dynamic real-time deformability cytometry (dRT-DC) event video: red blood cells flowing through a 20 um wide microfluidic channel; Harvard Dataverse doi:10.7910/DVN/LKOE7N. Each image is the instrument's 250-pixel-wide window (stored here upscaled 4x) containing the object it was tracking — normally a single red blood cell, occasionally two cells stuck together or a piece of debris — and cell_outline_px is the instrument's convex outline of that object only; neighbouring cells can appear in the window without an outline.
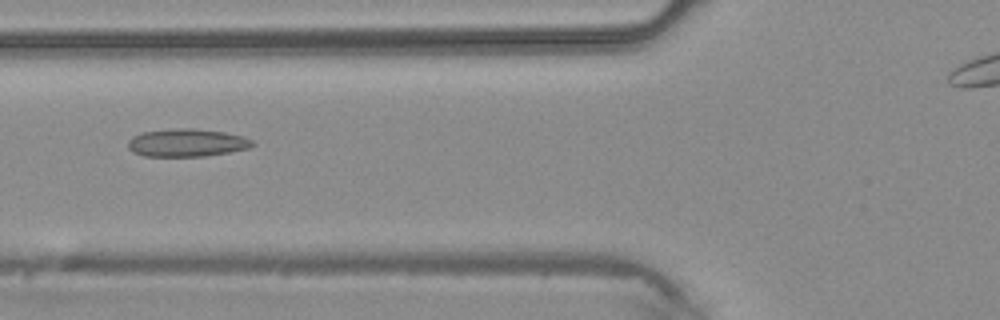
{"species": "common noctule bat (a hibernating species)", "species_latin": "Nyctalus noctula", "temperature_condition": "warm", "stored_images_in_passage": 5, "camera_frame_rate_fps": 3000, "um_per_image_px": 0.085, "animal": {"sex": "male", "body_mass_g": 20.4}, "frame": {"image": 1, "passage_image": 5, "time_ms": 1.333, "image_size_px": [1000, 320], "cell_outline_px": [[256, 144], [248, 148], [228, 152], [204, 156], [144, 156], [132, 152], [128, 148], [128, 140], [132, 136], [140, 132], [172, 128], [192, 128], [224, 132], [244, 136], [252, 140]], "centroid_in_image_um": [15.85, 12.12], "position_along_channel_um": 110.0, "area_um2": 20.35}}